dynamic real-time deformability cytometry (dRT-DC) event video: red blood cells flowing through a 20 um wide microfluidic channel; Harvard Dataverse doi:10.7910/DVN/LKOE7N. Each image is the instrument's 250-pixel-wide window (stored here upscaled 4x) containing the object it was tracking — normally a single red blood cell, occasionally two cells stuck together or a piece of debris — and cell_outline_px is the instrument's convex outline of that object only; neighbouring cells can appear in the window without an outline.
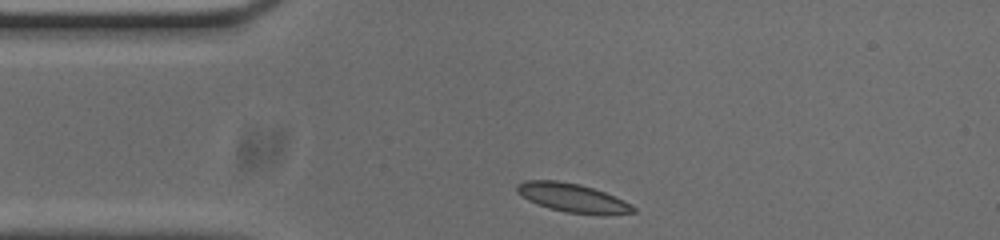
{"species": "common noctule bat (a hibernating species)", "species_latin": "Nyctalus noctula", "temperature_condition": "cold", "stored_images_in_passage": 33, "camera_frame_rate_fps": 3000, "um_per_image_px": 0.085, "animal": {"sex": "male", "body_mass_g": 20.0, "forearm_length_mm": 53.3}, "frame": {"image": 1, "passage_image": 1, "time_ms": 0.0, "image_size_px": [1000, 240], "cell_outline_px": [[636, 212], [564, 212], [548, 208], [528, 200], [516, 192], [516, 184], [524, 180], [556, 180], [580, 184], [604, 192], [624, 200], [636, 208]], "centroid_in_image_um": [48.54, 16.76], "position_along_channel_um": 36.5, "area_um2": 18.73}}
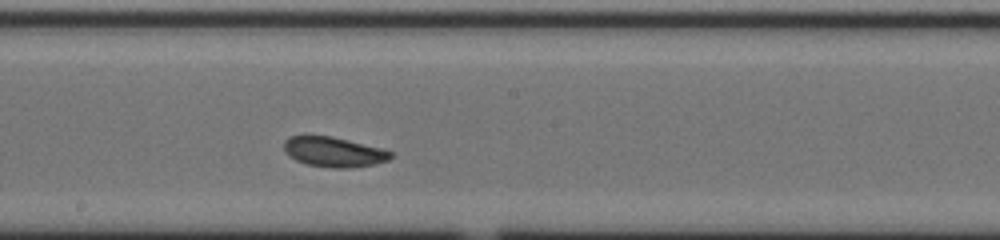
{"frame": {"image": 2, "passage_image": 18, "time_ms": 5.667, "image_size_px": [1000, 240], "cell_outline_px": [[392, 156], [388, 160], [376, 164], [352, 168], [332, 168], [308, 164], [296, 160], [288, 156], [284, 148], [284, 140], [288, 136], [332, 136], [384, 148], [392, 152]], "centroid_in_image_um": [28.4, 12.91], "position_along_channel_um": 219.8, "area_um2": 18.79}}
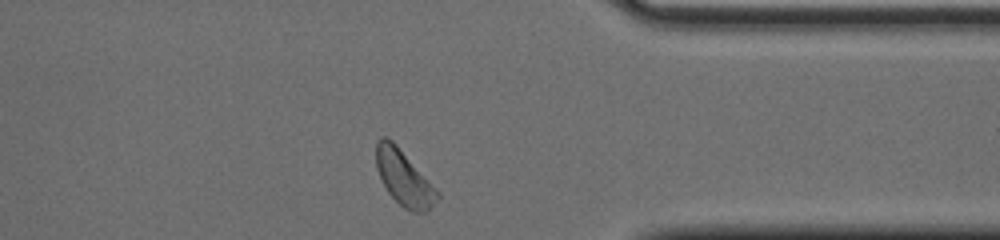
{"frame": {"image": 3, "passage_image": 32, "time_ms": 10.333, "image_size_px": [1000, 240], "cell_outline_px": [[440, 196], [424, 212], [412, 212], [404, 208], [388, 192], [376, 168], [376, 140], [380, 136], [384, 136], [392, 140], [396, 144], [440, 192]], "centroid_in_image_um": [34.32, 15.09], "position_along_channel_um": 377.1, "area_um2": 19.42}, "authors_computed_cell_mechanics": {"area_um2": 18.9584, "velocity_mm_per_s": 3.6561, "shape_relaxation_time_tau1_ms": null, "shape_relaxation_time_tau2_ms": 5.0848, "deformation_change_tau1": null, "deformation_change_tau2": 0.0997}}